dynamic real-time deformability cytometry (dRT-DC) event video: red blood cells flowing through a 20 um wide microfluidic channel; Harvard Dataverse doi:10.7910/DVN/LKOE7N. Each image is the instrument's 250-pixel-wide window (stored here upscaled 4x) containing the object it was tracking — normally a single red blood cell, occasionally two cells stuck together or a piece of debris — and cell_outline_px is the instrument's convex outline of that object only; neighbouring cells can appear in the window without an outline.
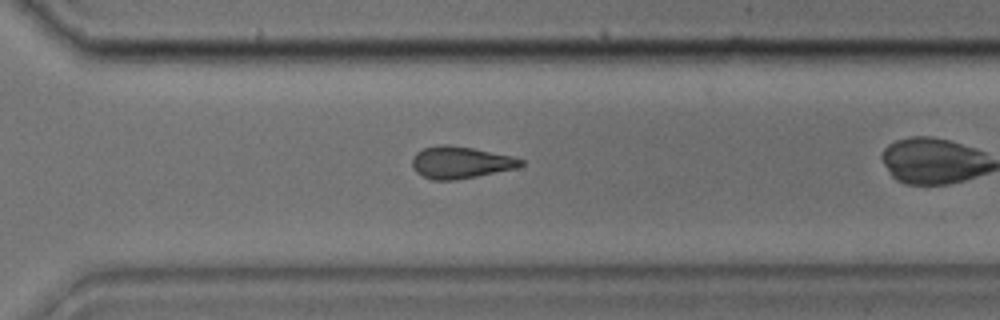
{"species": "common noctule bat (a hibernating species)", "species_latin": "Nyctalus noctula", "temperature_condition": "cold", "stored_images_in_passage": 30, "camera_frame_rate_fps": 3000, "um_per_image_px": 0.085, "animal": {"sex": "male", "body_mass_g": 17.9, "forearm_length_mm": 54.2}, "frame": {"image": 1, "passage_image": 26, "time_ms": 8.333, "image_size_px": [1000, 320], "cell_outline_px": [[524, 164], [516, 168], [456, 180], [432, 180], [416, 172], [412, 168], [412, 156], [416, 152], [424, 148], [440, 144], [448, 144], [472, 148], [512, 156], [524, 160]], "centroid_in_image_um": [39.11, 13.8], "position_along_channel_um": 331.5, "area_um2": 20.23}}